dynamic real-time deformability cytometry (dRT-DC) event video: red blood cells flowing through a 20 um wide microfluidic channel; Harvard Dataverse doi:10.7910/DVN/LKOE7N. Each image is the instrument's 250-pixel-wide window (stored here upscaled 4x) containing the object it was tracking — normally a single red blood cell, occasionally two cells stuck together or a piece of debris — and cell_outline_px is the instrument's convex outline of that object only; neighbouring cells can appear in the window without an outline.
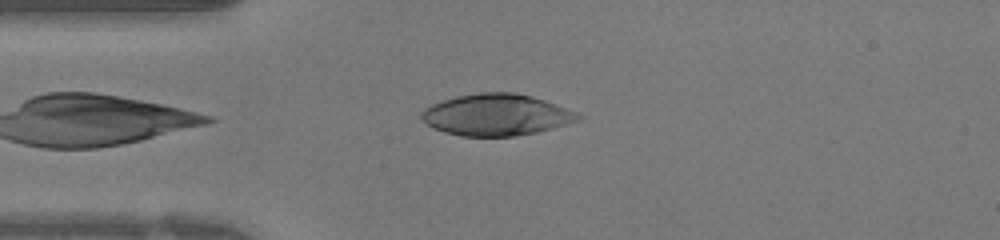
{"species": "human", "species_latin": "Homo sapiens", "temperature_condition": "warm", "stored_images_in_passage": 33, "camera_frame_rate_fps": 3000, "um_per_image_px": 0.085, "donor": {"sex": "female"}, "frame": {"image": 1, "passage_image": 2, "time_ms": 0.333, "image_size_px": [1000, 240], "cell_outline_px": [[584, 116], [580, 120], [536, 132], [516, 136], [460, 136], [444, 132], [432, 128], [420, 120], [420, 112], [424, 108], [432, 104], [456, 96], [480, 92], [512, 92], [532, 96], [556, 104], [576, 112]], "centroid_in_image_um": [42.15, 9.76], "position_along_channel_um": 42.9, "area_um2": 38.03}}
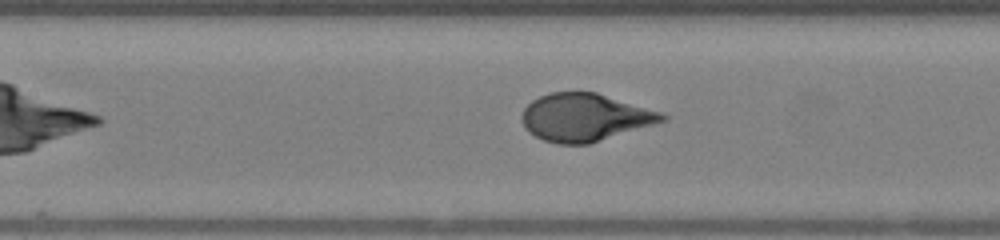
{"frame": {"image": 2, "passage_image": 10, "time_ms": 3.0, "image_size_px": [1000, 240], "cell_outline_px": [[668, 120], [656, 124], [588, 144], [556, 144], [544, 140], [528, 132], [524, 128], [520, 120], [520, 116], [524, 108], [532, 100], [540, 96], [552, 92], [596, 92], [660, 112], [668, 116]], "centroid_in_image_um": [49.68, 9.98], "position_along_channel_um": 157.7, "area_um2": 39.02}}
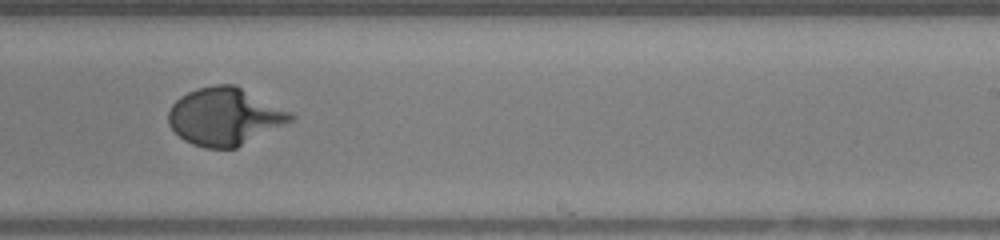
{"frame": {"image": 3, "passage_image": 17, "time_ms": 5.333, "image_size_px": [1000, 240], "cell_outline_px": [[296, 116], [292, 120], [236, 148], [204, 148], [192, 144], [184, 140], [168, 124], [168, 112], [172, 104], [180, 96], [196, 88], [216, 84], [236, 84], [292, 112]], "centroid_in_image_um": [19.09, 9.88], "position_along_channel_um": 269.9, "area_um2": 40.92}}